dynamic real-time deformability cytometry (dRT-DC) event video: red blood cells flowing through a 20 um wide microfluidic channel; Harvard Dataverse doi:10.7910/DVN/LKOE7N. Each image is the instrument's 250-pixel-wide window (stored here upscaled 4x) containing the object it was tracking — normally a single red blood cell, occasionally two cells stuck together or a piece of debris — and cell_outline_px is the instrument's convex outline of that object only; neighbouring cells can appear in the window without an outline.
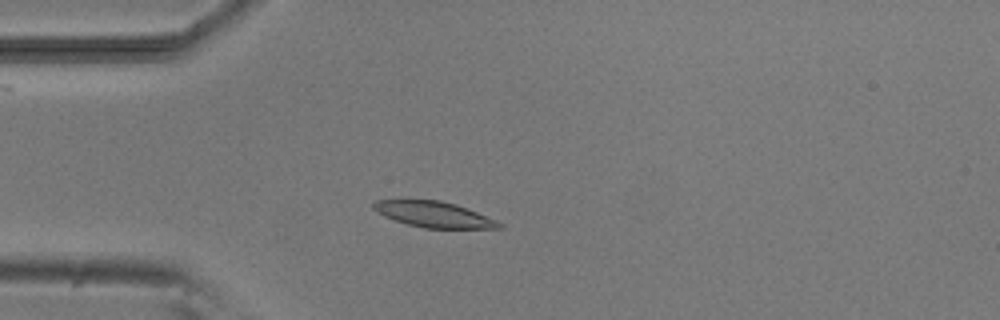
{"species": "common noctule bat (a hibernating species)", "species_latin": "Nyctalus noctula", "temperature_condition": "room temperature", "stored_images_in_passage": 4, "camera_frame_rate_fps": 3000, "um_per_image_px": 0.085, "animal": {"sex": "male", "body_mass_g": 20.5, "forearm_length_mm": 52.5}, "frame": {"image": 1, "passage_image": 4, "time_ms": 3.333, "image_size_px": [1000, 320], "cell_outline_px": [[504, 228], [424, 228], [408, 224], [384, 216], [376, 212], [372, 208], [372, 204], [376, 200], [440, 200], [456, 204], [496, 220], [504, 224]], "centroid_in_image_um": [36.87, 18.22], "position_along_channel_um": 48.1, "area_um2": 18.73}}